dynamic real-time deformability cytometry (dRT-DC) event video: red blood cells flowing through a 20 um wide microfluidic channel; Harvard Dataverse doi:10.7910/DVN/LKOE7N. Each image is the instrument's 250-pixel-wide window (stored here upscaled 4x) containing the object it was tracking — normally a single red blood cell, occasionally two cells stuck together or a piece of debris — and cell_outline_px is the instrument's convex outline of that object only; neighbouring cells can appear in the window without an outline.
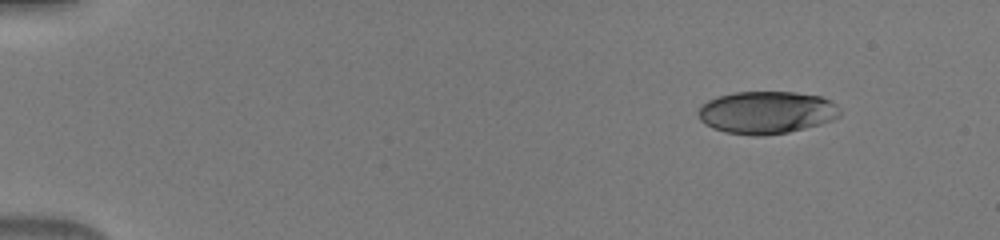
{"species": "human", "species_latin": "Homo sapiens", "temperature_condition": "warm", "stored_images_in_passage": 7, "camera_frame_rate_fps": 3000, "um_per_image_px": 0.085, "donor": {"sex": "male"}, "frame": {"image": 1, "passage_image": 1, "time_ms": 0.0, "image_size_px": [1000, 240], "cell_outline_px": [[840, 116], [832, 120], [820, 124], [788, 132], [764, 136], [752, 136], [724, 132], [712, 128], [704, 124], [700, 120], [696, 112], [708, 100], [720, 96], [736, 92], [796, 92], [820, 96], [828, 100], [840, 108]], "centroid_in_image_um": [65.14, 9.57], "position_along_channel_um": 19.9, "area_um2": 35.14}}
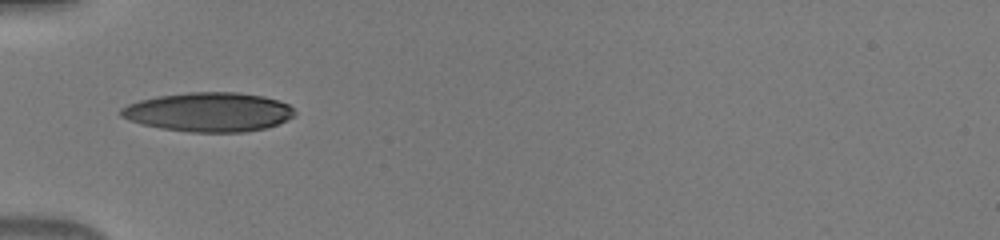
{"frame": {"image": 2, "passage_image": 6, "time_ms": 1.667, "image_size_px": [1000, 240], "cell_outline_px": [[296, 116], [288, 120], [268, 128], [244, 132], [192, 132], [160, 128], [128, 120], [120, 116], [120, 108], [128, 104], [140, 100], [156, 96], [188, 92], [240, 92], [264, 96], [288, 104], [296, 112]], "centroid_in_image_um": [17.77, 9.52], "position_along_channel_um": 67.2, "area_um2": 39.94}}